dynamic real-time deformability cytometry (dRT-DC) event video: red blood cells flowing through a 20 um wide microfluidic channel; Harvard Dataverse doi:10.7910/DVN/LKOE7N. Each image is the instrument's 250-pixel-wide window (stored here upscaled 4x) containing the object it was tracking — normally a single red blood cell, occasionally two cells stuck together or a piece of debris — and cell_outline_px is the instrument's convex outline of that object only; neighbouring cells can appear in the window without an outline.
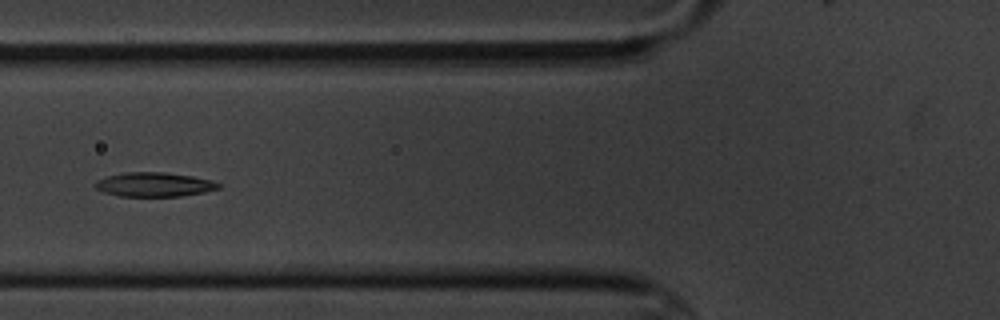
{"species": "common noctule bat (a hibernating species)", "species_latin": "Nyctalus noctula", "temperature_condition": "cold", "stored_images_in_passage": 12, "camera_frame_rate_fps": 3000, "um_per_image_px": 0.085, "animal": {"sex": "male", "body_mass_g": 20.1, "forearm_length_mm": 53.5}, "frame": {"image": 1, "passage_image": 3, "time_ms": 2.333, "image_size_px": [1000, 320], "cell_outline_px": [[220, 188], [204, 192], [180, 196], [120, 196], [104, 192], [96, 188], [96, 180], [108, 176], [124, 172], [164, 172], [192, 176], [212, 180], [220, 184]], "centroid_in_image_um": [13.12, 15.68], "position_along_channel_um": 112.7, "area_um2": 17.28}}
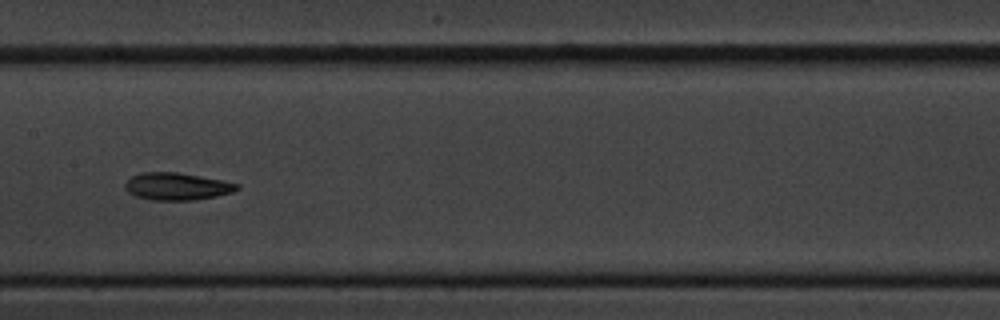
{"frame": {"image": 2, "passage_image": 5, "time_ms": 4.667, "image_size_px": [1000, 320], "cell_outline_px": [[240, 188], [232, 192], [216, 196], [192, 200], [152, 200], [136, 196], [128, 192], [124, 188], [124, 184], [132, 176], [140, 172], [176, 172], [220, 180], [240, 184]], "centroid_in_image_um": [15.01, 15.84], "position_along_channel_um": 192.4, "area_um2": 17.69}}
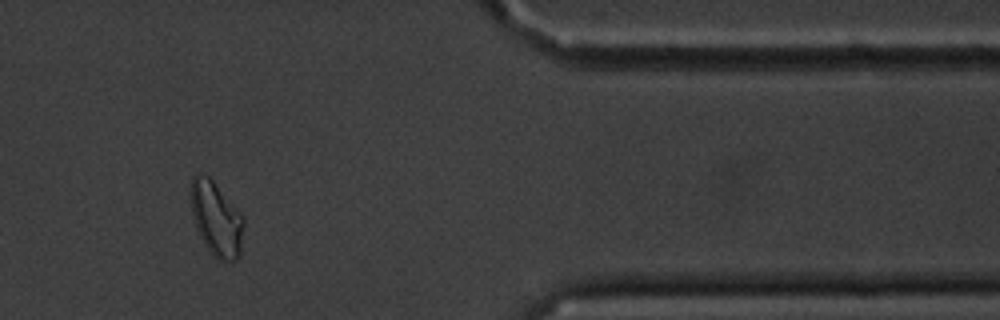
{"frame": {"image": 3, "passage_image": 10, "time_ms": 11.333, "image_size_px": [1000, 320], "cell_outline_px": [[244, 224], [240, 256], [236, 260], [216, 260], [200, 236], [192, 216], [192, 176], [196, 172], [200, 172], [208, 176], [212, 180], [244, 216]], "centroid_in_image_um": [18.41, 18.6], "position_along_channel_um": 393.0, "area_um2": 22.72}, "authors_computed_cell_mechanics": {"area_um2": 17.8024, "velocity_mm_per_s": 3.395, "shape_relaxation_time_tau1_ms": 2.5778, "shape_relaxation_time_tau2_ms": 2.8568, "deformation_change_tau1": 0.0857, "deformation_change_tau2": 0.0711}}